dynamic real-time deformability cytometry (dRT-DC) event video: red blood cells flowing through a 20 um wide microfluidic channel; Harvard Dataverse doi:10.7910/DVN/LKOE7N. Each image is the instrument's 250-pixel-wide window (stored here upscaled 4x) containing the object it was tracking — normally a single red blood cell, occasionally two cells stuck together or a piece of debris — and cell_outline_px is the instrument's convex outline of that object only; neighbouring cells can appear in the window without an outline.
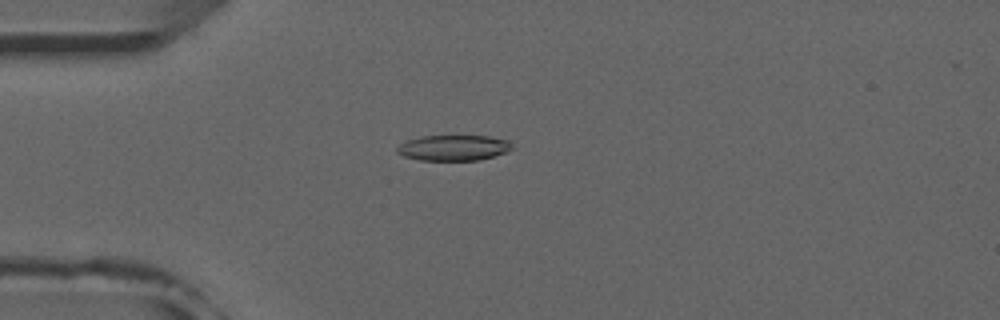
{"species": "common noctule bat (a hibernating species)", "species_latin": "Nyctalus noctula", "temperature_condition": "room temperature", "stored_images_in_passage": 52, "camera_frame_rate_fps": 3000, "um_per_image_px": 0.085, "animal": {"sex": "male", "forearm_length_mm": 52.5}, "frame": {"image": 1, "passage_image": 14, "time_ms": 4.333, "image_size_px": [1000, 320], "cell_outline_px": [[512, 148], [504, 152], [480, 160], [420, 160], [404, 156], [396, 152], [396, 148], [400, 144], [408, 140], [420, 136], [488, 136], [512, 140]], "centroid_in_image_um": [38.55, 12.55], "position_along_channel_um": 46.4, "area_um2": 17.11}}
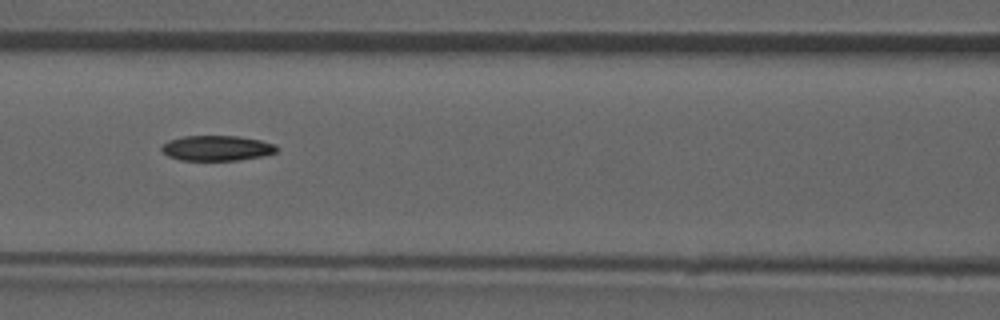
{"frame": {"image": 2, "passage_image": 23, "time_ms": 7.333, "image_size_px": [1000, 320], "cell_outline_px": [[280, 148], [276, 152], [264, 156], [240, 160], [180, 160], [168, 156], [160, 148], [160, 144], [168, 140], [184, 136], [240, 136], [260, 140], [276, 144]], "centroid_in_image_um": [18.45, 12.59], "position_along_channel_um": 148.2, "area_um2": 17.17}}
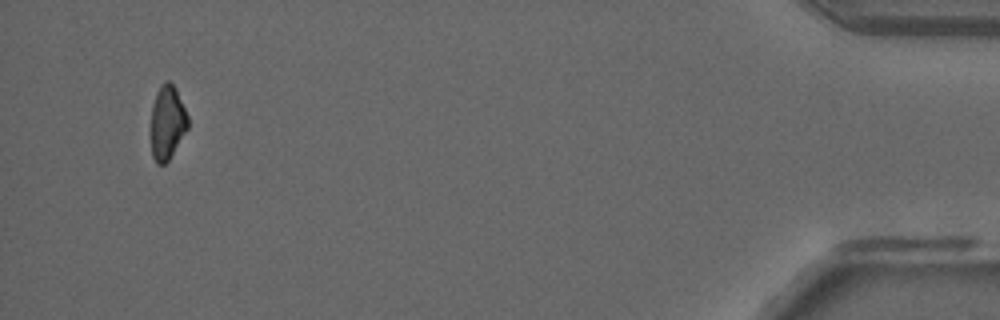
{"frame": {"image": 3, "passage_image": 50, "time_ms": 16.333, "image_size_px": [1000, 320], "cell_outline_px": [[188, 128], [168, 160], [164, 164], [156, 164], [152, 156], [152, 104], [156, 92], [160, 84], [164, 80], [168, 80], [176, 88], [188, 116]], "centroid_in_image_um": [14.22, 10.37], "position_along_channel_um": 421.0, "area_um2": 15.84}, "authors_computed_cell_mechanics": {"area_um2": 17.6868, "velocity_mm_per_s": 3.9378, "shape_relaxation_time_tau1_ms": 8.5013, "shape_relaxation_time_tau2_ms": null, "deformation_change_tau1": 0.1976, "deformation_change_tau2": null}}